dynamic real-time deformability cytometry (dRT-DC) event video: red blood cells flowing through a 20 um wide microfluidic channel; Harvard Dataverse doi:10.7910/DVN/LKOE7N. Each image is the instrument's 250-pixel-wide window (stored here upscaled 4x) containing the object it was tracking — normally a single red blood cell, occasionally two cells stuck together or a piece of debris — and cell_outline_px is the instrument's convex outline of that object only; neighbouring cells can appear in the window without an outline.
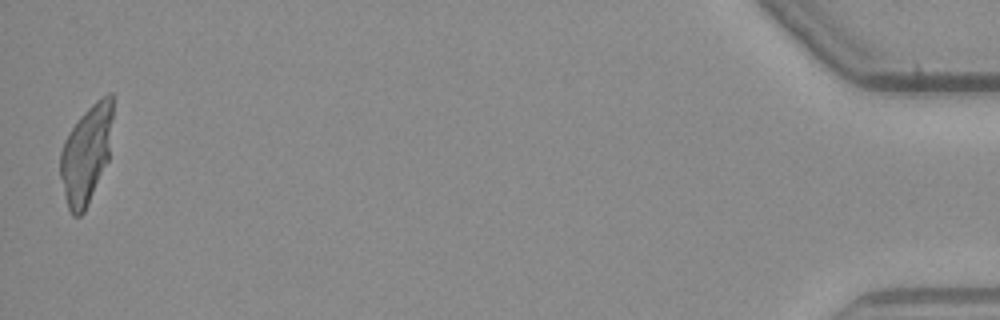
{"species": "common noctule bat (a hibernating species)", "species_latin": "Nyctalus noctula", "temperature_condition": "warm", "stored_images_in_passage": 41, "camera_frame_rate_fps": 3000, "um_per_image_px": 0.085, "animal": {"sex": "male", "body_mass_g": 23.1, "forearm_length_mm": 52.7}, "frame": {"image": 1, "passage_image": 41, "time_ms": 13.333, "image_size_px": [1000, 320], "cell_outline_px": [[112, 116], [108, 160], [88, 204], [84, 212], [80, 216], [72, 216], [68, 208], [60, 176], [60, 152], [64, 140], [80, 116], [96, 100], [108, 92], [112, 92]], "centroid_in_image_um": [7.32, 13.1], "position_along_channel_um": 427.9, "area_um2": 29.71}}